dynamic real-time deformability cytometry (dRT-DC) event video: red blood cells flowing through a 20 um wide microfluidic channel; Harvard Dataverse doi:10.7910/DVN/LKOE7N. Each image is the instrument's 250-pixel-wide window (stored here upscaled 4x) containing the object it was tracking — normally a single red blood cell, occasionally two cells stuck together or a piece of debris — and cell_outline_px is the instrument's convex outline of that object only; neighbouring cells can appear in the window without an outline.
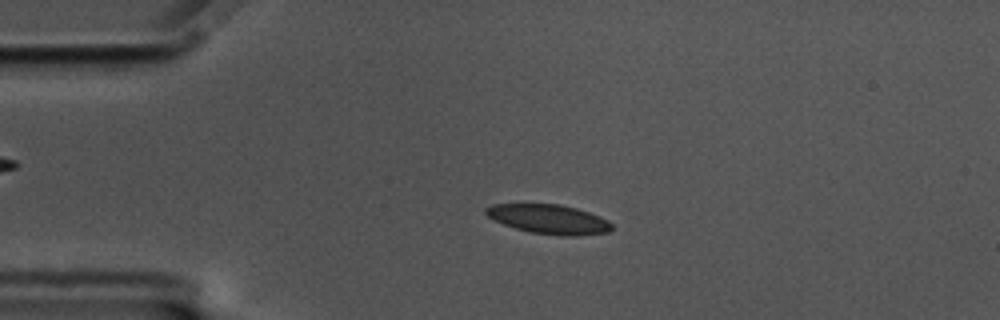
{"species": "common noctule bat (a hibernating species)", "species_latin": "Nyctalus noctula", "temperature_condition": "cold", "stored_images_in_passage": 58, "camera_frame_rate_fps": 3000, "um_per_image_px": 0.085, "animal": {"sex": "male", "body_mass_g": 17.5, "forearm_length_mm": 52.3}, "frame": {"image": 1, "passage_image": 13, "time_ms": 4.0, "image_size_px": [1000, 320], "cell_outline_px": [[612, 228], [608, 232], [576, 236], [560, 236], [532, 232], [516, 228], [504, 224], [488, 216], [484, 212], [484, 208], [492, 204], [560, 204], [576, 208], [600, 216], [608, 220], [612, 224]], "centroid_in_image_um": [46.67, 18.63], "position_along_channel_um": 38.3, "area_um2": 21.44}}
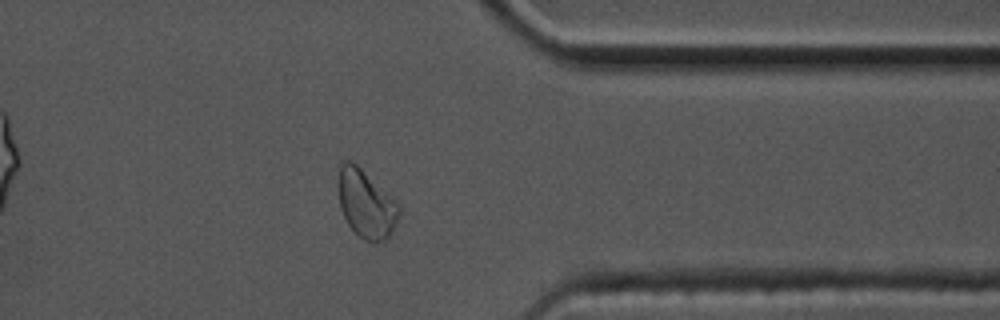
{"frame": {"image": 2, "passage_image": 46, "time_ms": 15.0, "image_size_px": [1000, 320], "cell_outline_px": [[400, 212], [392, 232], [384, 240], [376, 244], [372, 244], [356, 236], [348, 224], [340, 208], [336, 184], [336, 180], [340, 160], [348, 160], [356, 164], [396, 200], [400, 208]], "centroid_in_image_um": [31.06, 17.33], "position_along_channel_um": 380.3, "area_um2": 24.68}}
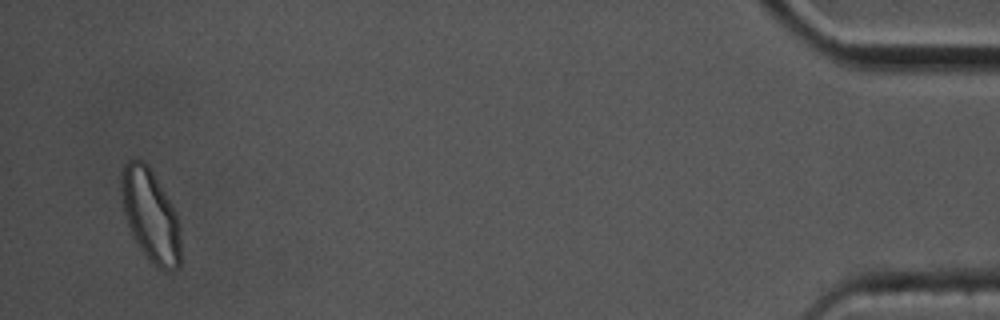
{"frame": {"image": 3, "passage_image": 56, "time_ms": 18.333, "image_size_px": [1000, 320], "cell_outline_px": [[180, 268], [156, 268], [148, 260], [132, 236], [124, 212], [120, 192], [120, 172], [124, 164], [128, 160], [144, 160], [148, 164], [172, 204], [176, 212], [180, 228]], "centroid_in_image_um": [12.77, 18.28], "position_along_channel_um": 422.4, "area_um2": 32.19}, "authors_computed_cell_mechanics": {"area_um2": 21.4438, "velocity_mm_per_s": 3.4566, "shape_relaxation_time_tau1_ms": 4.9506, "shape_relaxation_time_tau2_ms": 1.6166, "deformation_change_tau1": 0.1049, "deformation_change_tau2": 0.0449}}